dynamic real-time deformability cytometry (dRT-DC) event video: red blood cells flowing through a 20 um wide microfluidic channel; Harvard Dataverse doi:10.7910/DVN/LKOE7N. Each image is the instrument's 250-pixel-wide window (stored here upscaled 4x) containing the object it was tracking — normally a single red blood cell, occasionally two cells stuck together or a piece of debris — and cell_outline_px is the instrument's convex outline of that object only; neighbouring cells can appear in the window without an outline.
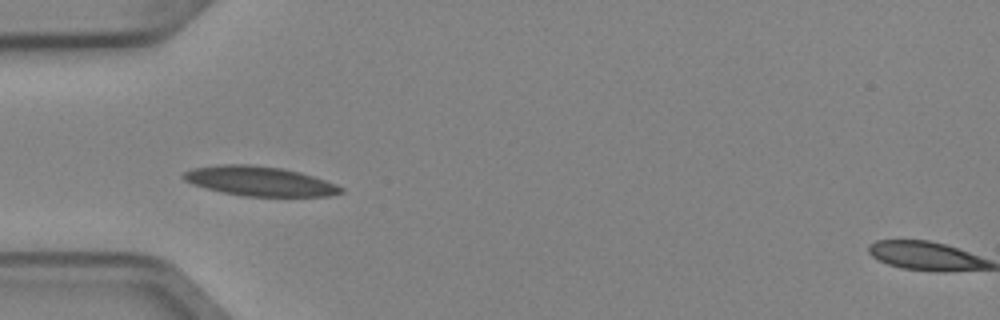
{"species": "Egyptian fruit bat (a non-hibernating species)", "species_latin": "Rousettus aegyptiacus", "temperature_condition": "cold", "stored_images_in_passage": 6, "camera_frame_rate_fps": 3000, "um_per_image_px": 0.085, "animal": {"sex": "female"}, "frame": {"image": 1, "passage_image": 4, "time_ms": 1.0, "image_size_px": [1000, 320], "cell_outline_px": [[344, 192], [328, 196], [244, 196], [224, 192], [192, 184], [184, 180], [180, 176], [184, 172], [192, 168], [220, 164], [252, 164], [280, 168], [300, 172], [336, 184], [344, 188]], "centroid_in_image_um": [22.05, 15.39], "position_along_channel_um": 63.0, "area_um2": 26.99}}
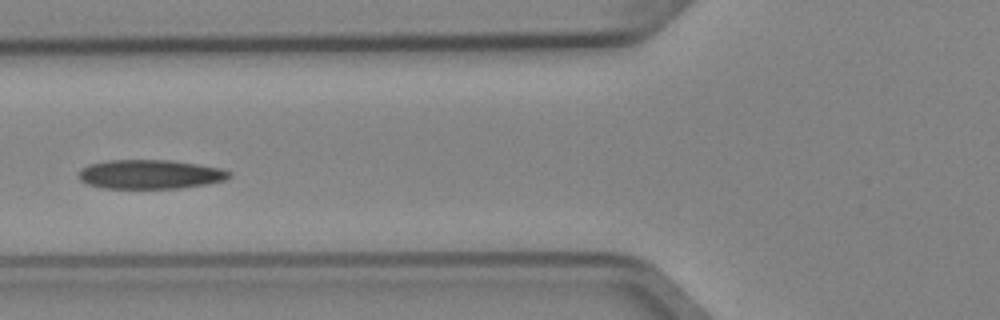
{"frame": {"image": 2, "passage_image": 5, "time_ms": 1.333, "image_size_px": [1000, 320], "cell_outline_px": [[232, 176], [224, 180], [208, 184], [180, 188], [104, 188], [88, 184], [80, 180], [80, 172], [88, 164], [108, 160], [172, 160], [220, 168], [232, 172]], "centroid_in_image_um": [12.8, 14.81], "position_along_channel_um": 113.0, "area_um2": 25.49}}
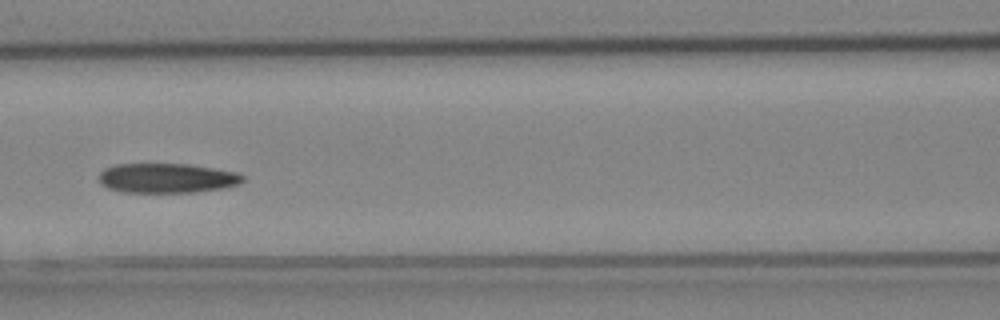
{"frame": {"image": 3, "passage_image": 6, "time_ms": 1.667, "image_size_px": [1000, 320], "cell_outline_px": [[244, 180], [240, 184], [224, 188], [196, 192], [124, 192], [108, 188], [100, 184], [100, 172], [104, 168], [116, 164], [188, 164], [236, 172], [244, 176]], "centroid_in_image_um": [14.19, 15.14], "position_along_channel_um": 152.4, "area_um2": 24.85}}